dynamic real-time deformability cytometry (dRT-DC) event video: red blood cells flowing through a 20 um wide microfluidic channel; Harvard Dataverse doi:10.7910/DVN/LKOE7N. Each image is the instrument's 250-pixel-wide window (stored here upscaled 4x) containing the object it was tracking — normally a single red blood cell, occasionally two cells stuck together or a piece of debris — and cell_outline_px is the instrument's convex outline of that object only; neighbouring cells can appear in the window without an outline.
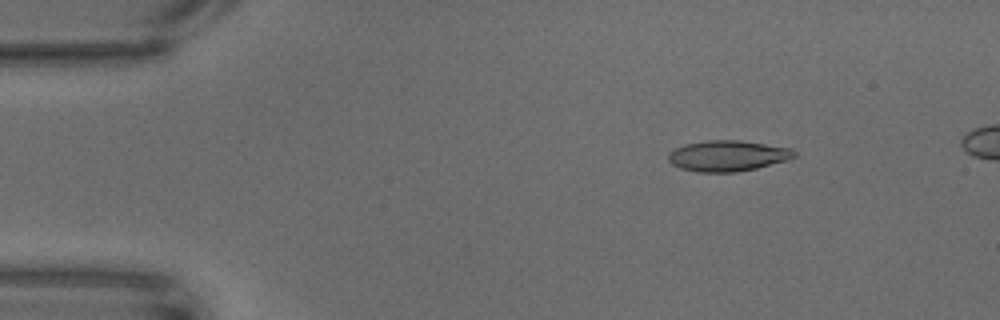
{"species": "common noctule bat (a hibernating species)", "species_latin": "Nyctalus noctula", "temperature_condition": "warm", "stored_images_in_passage": 62, "camera_frame_rate_fps": 3000, "um_per_image_px": 0.085, "animal": {"sex": "male", "body_mass_g": 18.8}, "frame": {"image": 1, "passage_image": 9, "time_ms": 2.667, "image_size_px": [1000, 320], "cell_outline_px": [[796, 156], [788, 160], [756, 168], [736, 172], [696, 172], [680, 168], [672, 164], [668, 160], [668, 152], [684, 144], [704, 140], [740, 140], [792, 148], [796, 152]], "centroid_in_image_um": [61.84, 13.24], "position_along_channel_um": 23.2, "area_um2": 22.77}}
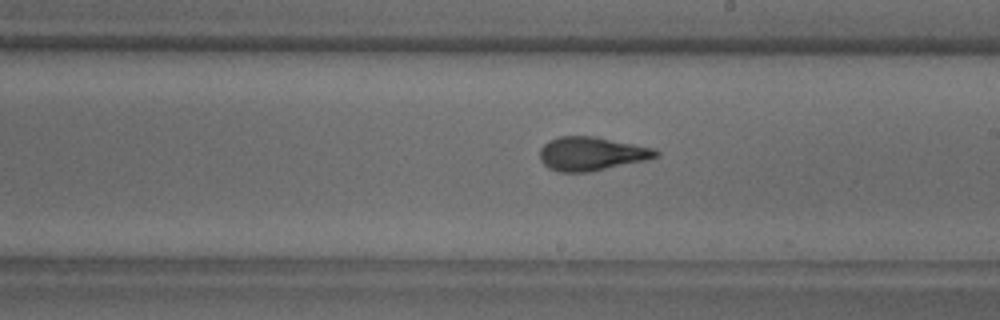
{"frame": {"image": 2, "passage_image": 37, "time_ms": 12.0, "image_size_px": [1000, 320], "cell_outline_px": [[660, 156], [644, 160], [588, 172], [556, 172], [548, 168], [540, 160], [540, 148], [548, 140], [560, 136], [596, 136], [656, 148], [660, 152]], "centroid_in_image_um": [50.27, 13.05], "position_along_channel_um": 238.7, "area_um2": 22.95}}
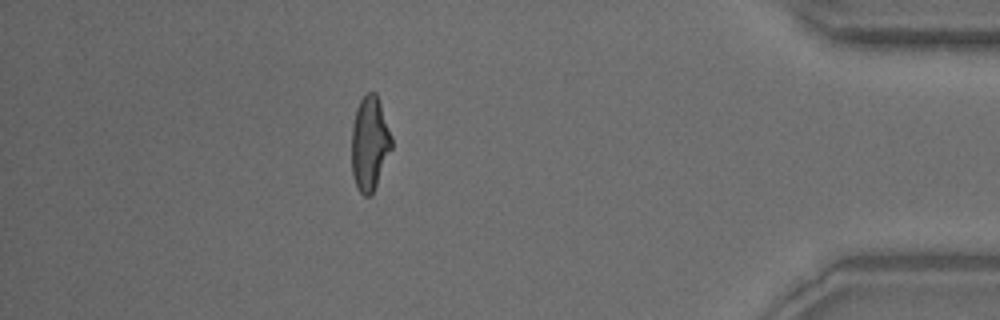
{"frame": {"image": 3, "passage_image": 57, "time_ms": 18.667, "image_size_px": [1000, 320], "cell_outline_px": [[392, 148], [376, 184], [372, 192], [368, 196], [364, 196], [360, 192], [352, 176], [352, 124], [356, 108], [360, 100], [368, 92], [376, 92], [392, 136]], "centroid_in_image_um": [31.41, 12.16], "position_along_channel_um": 403.8, "area_um2": 21.73}}